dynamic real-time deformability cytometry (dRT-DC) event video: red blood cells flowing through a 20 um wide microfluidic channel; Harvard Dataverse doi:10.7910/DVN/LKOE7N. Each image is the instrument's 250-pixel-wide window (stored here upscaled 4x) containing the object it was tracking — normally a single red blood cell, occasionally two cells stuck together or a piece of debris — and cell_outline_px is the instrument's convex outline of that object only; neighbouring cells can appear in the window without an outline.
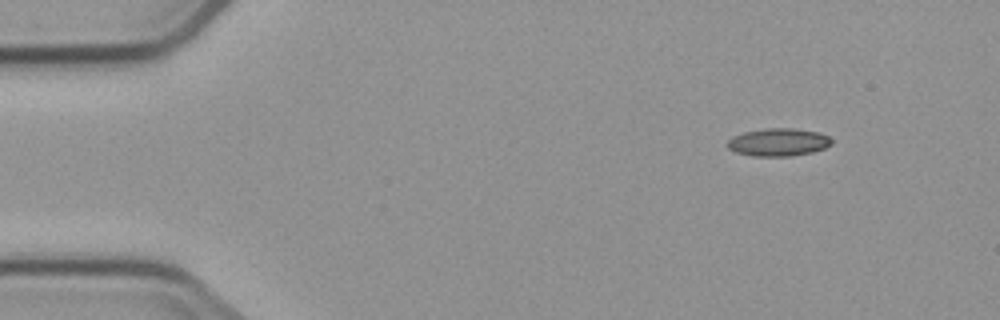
{"species": "common noctule bat (a hibernating species)", "species_latin": "Nyctalus noctula", "temperature_condition": "cold", "stored_images_in_passage": 7, "camera_frame_rate_fps": 3000, "um_per_image_px": 0.085, "animal": {"sex": "male", "body_mass_g": 23.1, "forearm_length_mm": 52.7}, "frame": {"image": 1, "passage_image": 1, "time_ms": 0.0, "image_size_px": [1000, 320], "cell_outline_px": [[832, 144], [824, 148], [812, 152], [792, 156], [752, 156], [736, 152], [728, 148], [728, 140], [732, 136], [744, 132], [764, 128], [796, 128], [820, 132], [828, 136], [832, 140]], "centroid_in_image_um": [66.17, 12.08], "position_along_channel_um": 18.8, "area_um2": 16.99}}
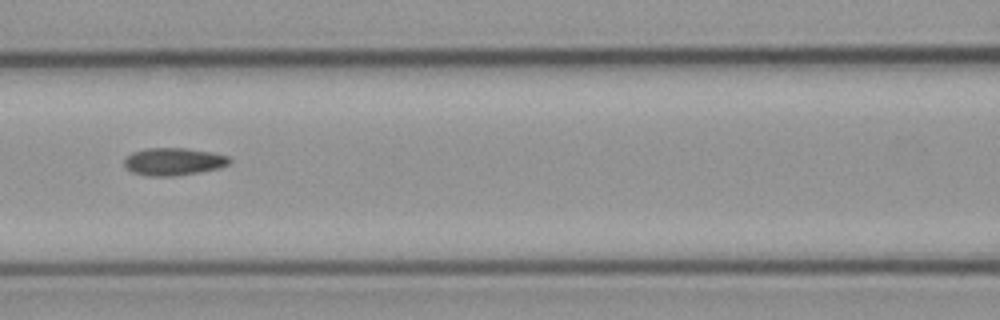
{"frame": {"image": 2, "passage_image": 6, "time_ms": 6.0, "image_size_px": [1000, 320], "cell_outline_px": [[232, 160], [228, 164], [216, 168], [196, 172], [172, 176], [148, 176], [132, 172], [124, 164], [124, 160], [132, 152], [144, 148], [184, 148], [212, 152], [228, 156]], "centroid_in_image_um": [14.72, 13.72], "position_along_channel_um": 151.9, "area_um2": 16.65}}
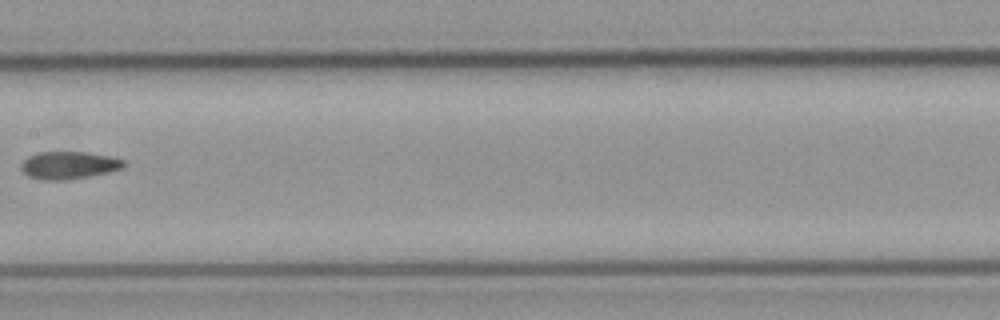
{"frame": {"image": 3, "passage_image": 7, "time_ms": 7.333, "image_size_px": [1000, 320], "cell_outline_px": [[124, 168], [108, 172], [88, 176], [64, 180], [44, 180], [28, 176], [20, 168], [20, 164], [28, 156], [36, 152], [88, 152], [112, 156], [124, 160]], "centroid_in_image_um": [5.84, 14.03], "position_along_channel_um": 201.6, "area_um2": 16.53}}